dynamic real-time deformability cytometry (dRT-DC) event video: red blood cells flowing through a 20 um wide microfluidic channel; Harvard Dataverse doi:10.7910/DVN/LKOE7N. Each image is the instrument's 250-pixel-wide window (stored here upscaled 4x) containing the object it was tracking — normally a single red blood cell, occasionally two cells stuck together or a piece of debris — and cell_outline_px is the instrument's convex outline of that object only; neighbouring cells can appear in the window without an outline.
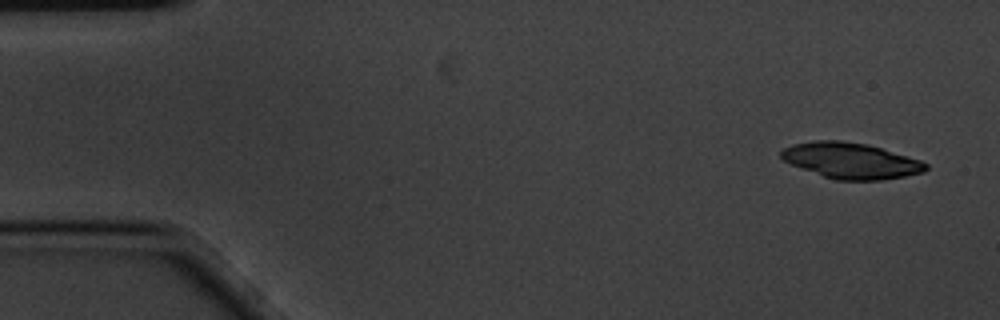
{"species": "common noctule bat (a hibernating species)", "species_latin": "Nyctalus noctula", "temperature_condition": "cold", "stored_images_in_passage": 6, "segment_of_instrument_passage": [2, 2], "camera_frame_rate_fps": 3000, "um_per_image_px": 0.085, "animal": {"sex": "male", "body_mass_g": 20.1, "forearm_length_mm": 53.5}, "frame": {"image": 1, "passage_image": 6, "time_ms": 1.667, "image_size_px": [1000, 320], "cell_outline_px": [[928, 168], [924, 172], [884, 180], [836, 180], [800, 168], [784, 160], [780, 156], [780, 152], [784, 148], [792, 144], [816, 140], [840, 140], [868, 144], [920, 160], [928, 164]], "centroid_in_image_um": [72.32, 13.65], "position_along_channel_um": 12.7, "area_um2": 30.11}}